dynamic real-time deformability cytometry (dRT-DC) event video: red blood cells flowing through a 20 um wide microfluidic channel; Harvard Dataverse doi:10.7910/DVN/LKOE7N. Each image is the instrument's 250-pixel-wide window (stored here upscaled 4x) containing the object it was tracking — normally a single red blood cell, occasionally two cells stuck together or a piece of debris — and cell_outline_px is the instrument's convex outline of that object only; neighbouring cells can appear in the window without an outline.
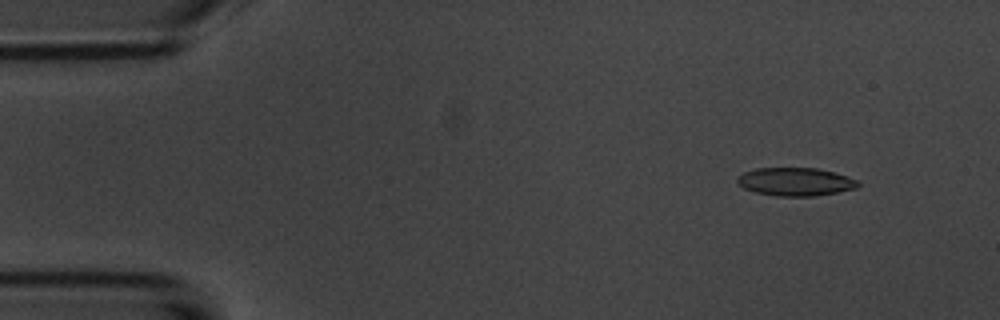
{"species": "common noctule bat (a hibernating species)", "species_latin": "Nyctalus noctula", "temperature_condition": "room temperature", "stored_images_in_passage": 15, "camera_frame_rate_fps": 3000, "um_per_image_px": 0.085, "animal": {"sex": "male", "body_mass_g": 20.1, "forearm_length_mm": 53.5}, "frame": {"image": 1, "passage_image": 4, "time_ms": 1.0, "image_size_px": [1000, 320], "cell_outline_px": [[860, 184], [856, 188], [816, 196], [776, 196], [756, 192], [744, 188], [736, 180], [736, 176], [744, 172], [756, 168], [816, 168], [848, 176], [856, 180]], "centroid_in_image_um": [67.59, 15.44], "position_along_channel_um": 17.4, "area_um2": 19.71}}
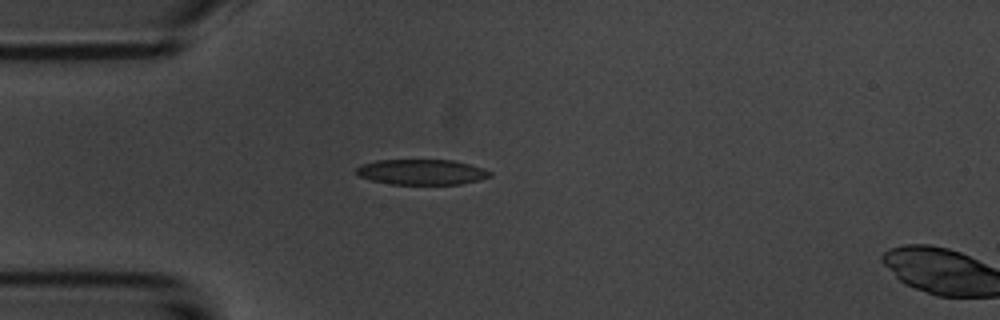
{"frame": {"image": 2, "passage_image": 13, "time_ms": 4.0, "image_size_px": [1000, 320], "cell_outline_px": [[492, 176], [480, 180], [460, 184], [392, 184], [372, 180], [360, 176], [356, 172], [356, 168], [360, 164], [376, 160], [452, 160], [468, 164], [492, 172]], "centroid_in_image_um": [35.83, 14.62], "position_along_channel_um": 49.2, "area_um2": 19.65}}